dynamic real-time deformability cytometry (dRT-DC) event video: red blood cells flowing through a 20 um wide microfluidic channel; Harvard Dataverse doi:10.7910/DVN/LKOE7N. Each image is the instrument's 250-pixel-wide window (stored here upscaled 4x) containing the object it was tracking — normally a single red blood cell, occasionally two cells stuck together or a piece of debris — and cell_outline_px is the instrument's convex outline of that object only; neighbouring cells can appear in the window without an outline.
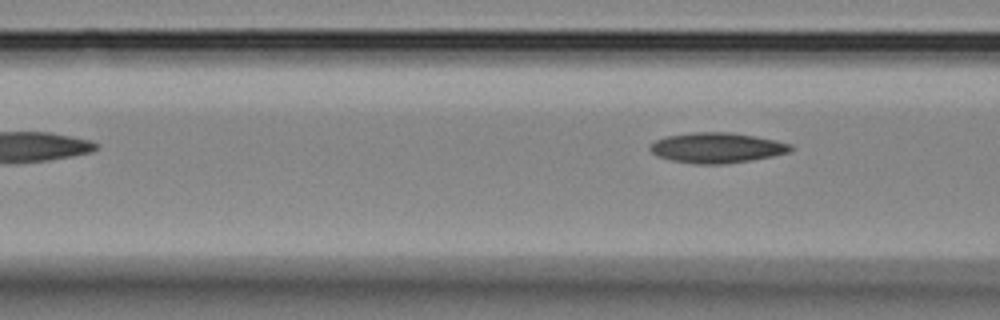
{"species": "Egyptian fruit bat (a non-hibernating species)", "species_latin": "Rousettus aegyptiacus", "temperature_condition": "room temperature", "stored_images_in_passage": 6, "segment_of_instrument_passage": [2, 2], "camera_frame_rate_fps": 3000, "um_per_image_px": 0.085, "animal": {"sex": "female"}, "frame": {"image": 1, "passage_image": 6, "time_ms": 5.667, "image_size_px": [1000, 320], "cell_outline_px": [[792, 148], [788, 152], [772, 156], [724, 164], [696, 164], [672, 160], [656, 156], [648, 148], [656, 140], [664, 136], [692, 132], [732, 132], [756, 136], [776, 140], [792, 144]], "centroid_in_image_um": [60.91, 12.55], "position_along_channel_um": 105.7, "area_um2": 24.8}}